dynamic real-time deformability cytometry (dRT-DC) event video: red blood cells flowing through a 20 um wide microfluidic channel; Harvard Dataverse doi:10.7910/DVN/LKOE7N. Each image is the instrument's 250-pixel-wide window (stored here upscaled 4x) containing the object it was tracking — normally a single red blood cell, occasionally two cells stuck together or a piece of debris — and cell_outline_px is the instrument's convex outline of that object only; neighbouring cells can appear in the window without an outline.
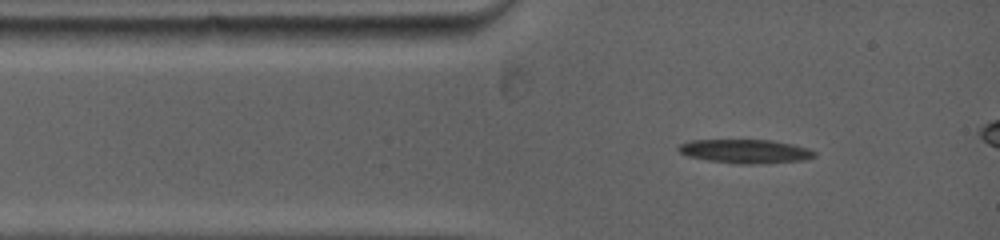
{"species": "common noctule bat (a hibernating species)", "species_latin": "Nyctalus noctula", "temperature_condition": "warm", "stored_images_in_passage": 20, "camera_frame_rate_fps": 5000, "um_per_image_px": 0.085, "animal": {"sex": "female", "body_mass_g": 19.0, "forearm_length_mm": 53.3}, "frame": {"image": 1, "passage_image": 1, "time_ms": 0.0, "image_size_px": [1000, 240], "cell_outline_px": [[816, 156], [804, 160], [752, 164], [744, 164], [708, 160], [688, 156], [680, 152], [680, 144], [692, 140], [772, 140], [792, 144], [808, 148], [816, 152]], "centroid_in_image_um": [63.4, 12.85], "position_along_channel_um": 21.6, "area_um2": 18.61}}
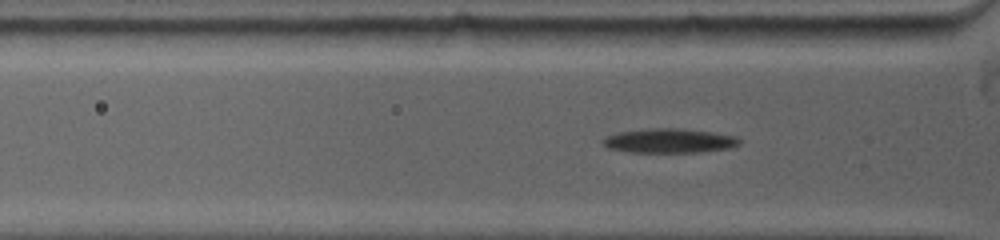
{"frame": {"image": 2, "passage_image": 12, "time_ms": 1.6, "image_size_px": [1000, 240], "cell_outline_px": [[740, 144], [728, 148], [700, 152], [632, 152], [608, 148], [604, 144], [604, 140], [608, 136], [620, 132], [648, 128], [680, 128], [708, 132], [732, 136], [740, 140]], "centroid_in_image_um": [56.88, 11.96], "position_along_channel_um": 68.9, "area_um2": 18.9}}
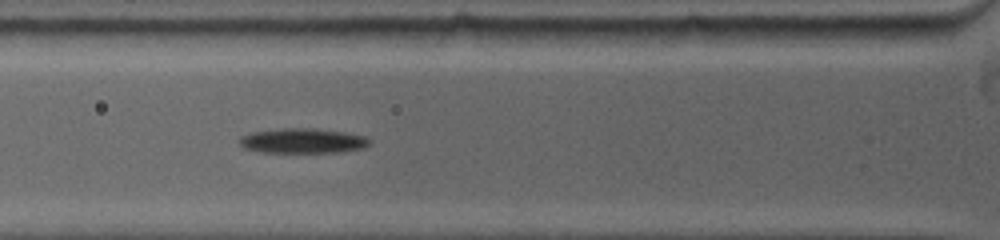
{"frame": {"image": 3, "passage_image": 18, "time_ms": 2.4, "image_size_px": [1000, 240], "cell_outline_px": [[368, 144], [360, 148], [336, 152], [264, 152], [244, 148], [240, 144], [240, 136], [256, 132], [280, 128], [312, 128], [344, 132], [364, 136], [368, 140]], "centroid_in_image_um": [25.68, 11.96], "position_along_channel_um": 100.1, "area_um2": 18.38}}